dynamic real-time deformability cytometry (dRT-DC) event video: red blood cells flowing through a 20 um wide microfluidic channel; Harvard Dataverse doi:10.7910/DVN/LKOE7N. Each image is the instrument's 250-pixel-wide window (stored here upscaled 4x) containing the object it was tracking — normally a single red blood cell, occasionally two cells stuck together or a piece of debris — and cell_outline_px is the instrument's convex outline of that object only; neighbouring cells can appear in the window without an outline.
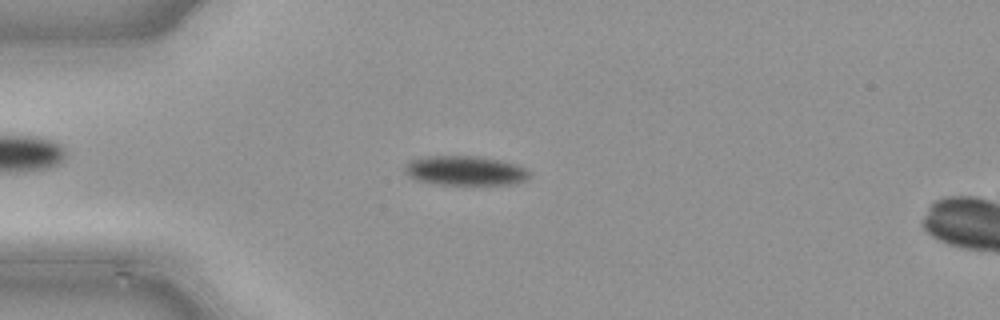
{"species": "common noctule bat (a hibernating species)", "species_latin": "Nyctalus noctula", "temperature_condition": "cold", "stored_images_in_passage": 47, "camera_frame_rate_fps": 3000, "um_per_image_px": 0.085, "animal": {"sex": "male", "body_mass_g": 21.5, "forearm_length_mm": 52.0}, "frame": {"image": 1, "passage_image": 12, "time_ms": 3.667, "image_size_px": [1000, 320], "cell_outline_px": [[532, 172], [524, 180], [508, 184], [428, 184], [416, 180], [408, 176], [404, 172], [404, 168], [412, 160], [428, 156], [476, 156], [500, 160], [524, 168]], "centroid_in_image_um": [39.48, 14.51], "position_along_channel_um": 45.5, "area_um2": 21.15}}
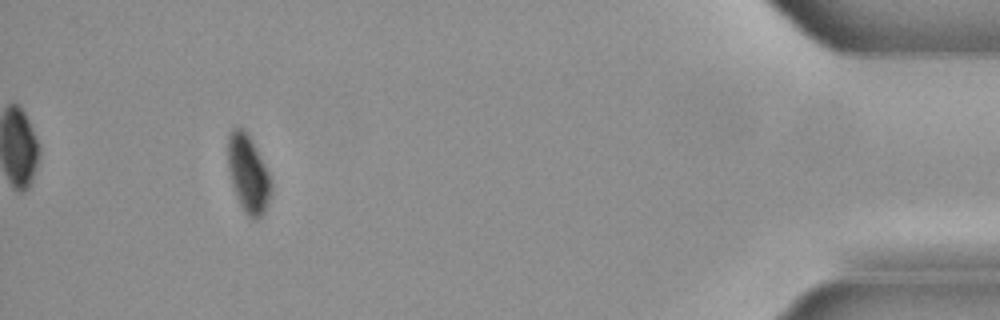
{"frame": {"image": 2, "passage_image": 44, "time_ms": 14.333, "image_size_px": [1000, 320], "cell_outline_px": [[272, 188], [264, 212], [260, 220], [252, 220], [244, 212], [236, 196], [232, 184], [228, 168], [228, 132], [236, 124], [244, 128], [252, 140], [268, 172]], "centroid_in_image_um": [21.07, 14.75], "position_along_channel_um": 414.1, "area_um2": 19.71}}